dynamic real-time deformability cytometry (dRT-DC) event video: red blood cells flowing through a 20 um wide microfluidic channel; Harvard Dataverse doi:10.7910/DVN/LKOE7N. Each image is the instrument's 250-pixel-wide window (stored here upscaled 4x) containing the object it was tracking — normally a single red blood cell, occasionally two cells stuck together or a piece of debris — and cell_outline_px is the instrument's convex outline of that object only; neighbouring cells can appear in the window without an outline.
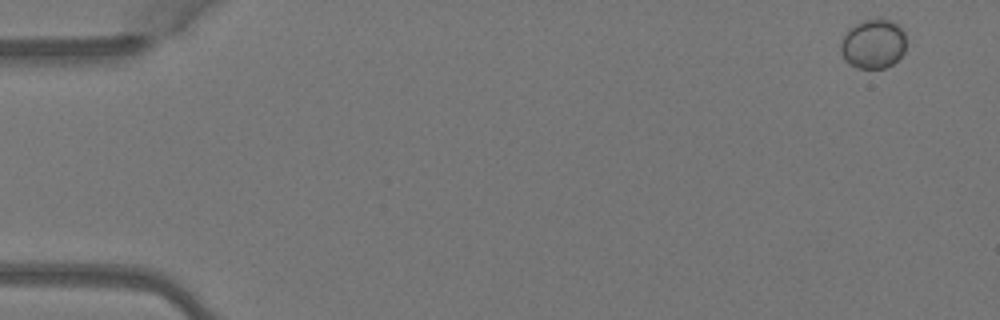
{"species": "Egyptian fruit bat (a non-hibernating species)", "species_latin": "Rousettus aegyptiacus", "temperature_condition": "warm", "stored_images_in_passage": 5, "camera_frame_rate_fps": 3000, "um_per_image_px": 0.085, "animal": {"sex": "female"}, "frame": {"image": 1, "passage_image": 1, "time_ms": 0.0, "image_size_px": [1000, 320], "cell_outline_px": [[908, 40], [904, 52], [892, 64], [884, 68], [856, 68], [848, 64], [844, 60], [840, 52], [840, 44], [848, 28], [864, 20], [892, 20], [904, 32]], "centroid_in_image_um": [74.22, 3.75], "position_along_channel_um": 10.8, "area_um2": 18.96}}
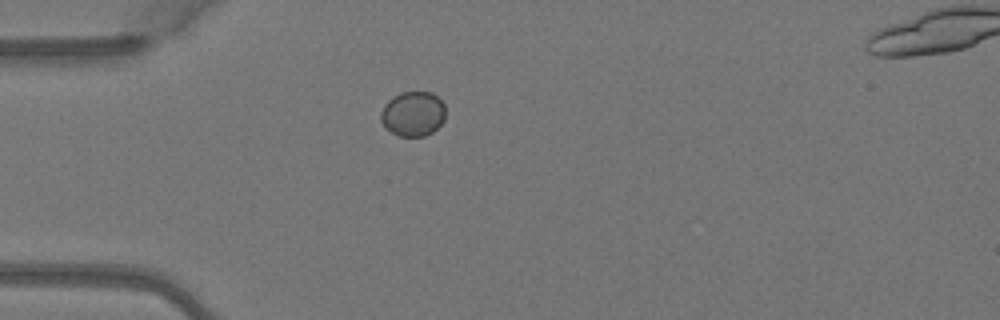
{"frame": {"image": 2, "passage_image": 4, "time_ms": 1.0, "image_size_px": [1000, 320], "cell_outline_px": [[444, 120], [432, 132], [424, 136], [396, 136], [384, 128], [380, 120], [380, 112], [384, 104], [388, 100], [400, 92], [432, 92], [444, 104]], "centroid_in_image_um": [35.06, 9.68], "position_along_channel_um": 49.9, "area_um2": 17.05}}